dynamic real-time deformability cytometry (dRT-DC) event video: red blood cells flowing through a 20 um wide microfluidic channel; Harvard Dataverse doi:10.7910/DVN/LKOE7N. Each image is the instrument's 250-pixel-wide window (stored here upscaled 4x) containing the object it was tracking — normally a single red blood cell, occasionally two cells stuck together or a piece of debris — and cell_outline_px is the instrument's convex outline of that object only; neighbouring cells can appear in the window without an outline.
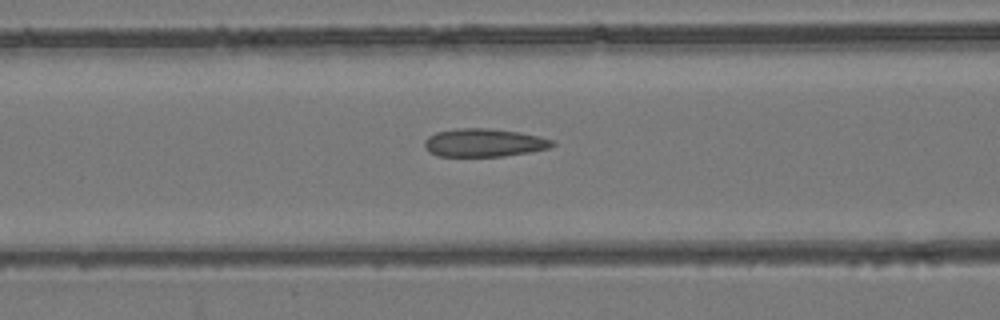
{"species": "common noctule bat (a hibernating species)", "species_latin": "Nyctalus noctula", "temperature_condition": "room temperature", "stored_images_in_passage": 53, "camera_frame_rate_fps": 3000, "um_per_image_px": 0.085, "animal": {"sex": "female", "body_mass_g": 24.6, "forearm_length_mm": 56.2}, "frame": {"image": 1, "passage_image": 22, "time_ms": 7.0, "image_size_px": [1000, 320], "cell_outline_px": [[556, 144], [548, 148], [528, 152], [504, 156], [436, 156], [428, 152], [424, 148], [424, 140], [428, 136], [436, 132], [456, 128], [488, 128], [520, 132], [552, 140]], "centroid_in_image_um": [41.07, 12.13], "position_along_channel_um": 125.5, "area_um2": 20.98}}
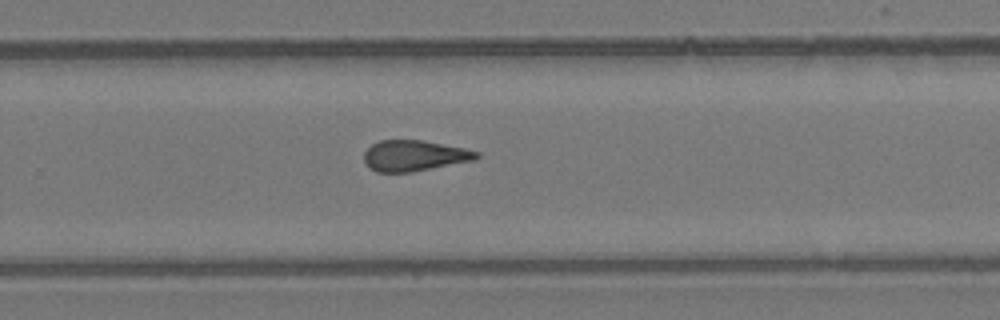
{"frame": {"image": 2, "passage_image": 35, "time_ms": 11.333, "image_size_px": [1000, 320], "cell_outline_px": [[480, 156], [476, 160], [412, 172], [376, 172], [364, 160], [364, 152], [372, 144], [380, 140], [420, 140], [464, 148], [480, 152]], "centroid_in_image_um": [35.25, 13.23], "position_along_channel_um": 294.6, "area_um2": 20.11}}
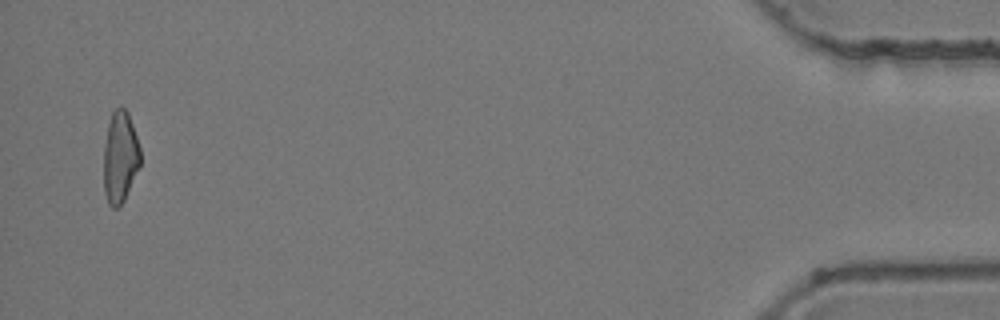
{"frame": {"image": 3, "passage_image": 52, "time_ms": 17.0, "image_size_px": [1000, 320], "cell_outline_px": [[140, 164], [124, 200], [116, 208], [112, 208], [108, 204], [104, 192], [104, 144], [108, 124], [112, 112], [116, 108], [124, 108], [128, 112], [140, 148]], "centroid_in_image_um": [10.19, 13.36], "position_along_channel_um": 425.0, "area_um2": 19.36}, "authors_computed_cell_mechanics": {"area_um2": 20.9814, "velocity_mm_per_s": 3.9063, "shape_relaxation_time_tau1_ms": null, "shape_relaxation_time_tau2_ms": 2.8118, "deformation_change_tau1": null, "deformation_change_tau2": 0.1193}}